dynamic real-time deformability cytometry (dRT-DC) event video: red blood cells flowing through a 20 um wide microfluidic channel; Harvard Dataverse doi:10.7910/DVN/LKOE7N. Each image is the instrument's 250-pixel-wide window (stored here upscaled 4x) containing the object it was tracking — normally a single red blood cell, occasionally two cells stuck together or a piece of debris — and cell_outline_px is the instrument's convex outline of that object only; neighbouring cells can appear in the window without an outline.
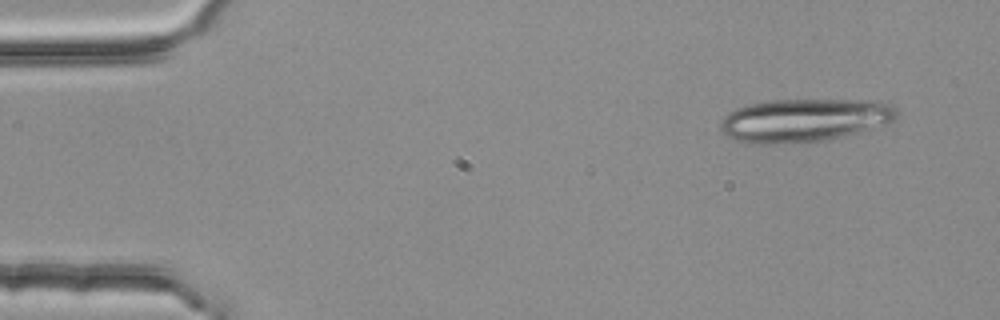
{"species": "common noctule bat (a hibernating species)", "species_latin": "Nyctalus noctula", "temperature_condition": "room temperature", "stored_images_in_passage": 3, "camera_frame_rate_fps": 3000, "um_per_image_px": 0.085, "animal": {"sex": "female", "body_mass_g": 25.1}, "frame": {"image": 1, "passage_image": 1, "time_ms": 0.0, "image_size_px": [1000, 320], "cell_outline_px": [[900, 116], [896, 120], [888, 124], [824, 140], [764, 144], [736, 140], [724, 136], [720, 128], [720, 124], [724, 116], [728, 112], [736, 108], [748, 104], [772, 100], [876, 100], [888, 104], [896, 108]], "centroid_in_image_um": [68.37, 10.2], "position_along_channel_um": 16.6, "area_um2": 44.22}}